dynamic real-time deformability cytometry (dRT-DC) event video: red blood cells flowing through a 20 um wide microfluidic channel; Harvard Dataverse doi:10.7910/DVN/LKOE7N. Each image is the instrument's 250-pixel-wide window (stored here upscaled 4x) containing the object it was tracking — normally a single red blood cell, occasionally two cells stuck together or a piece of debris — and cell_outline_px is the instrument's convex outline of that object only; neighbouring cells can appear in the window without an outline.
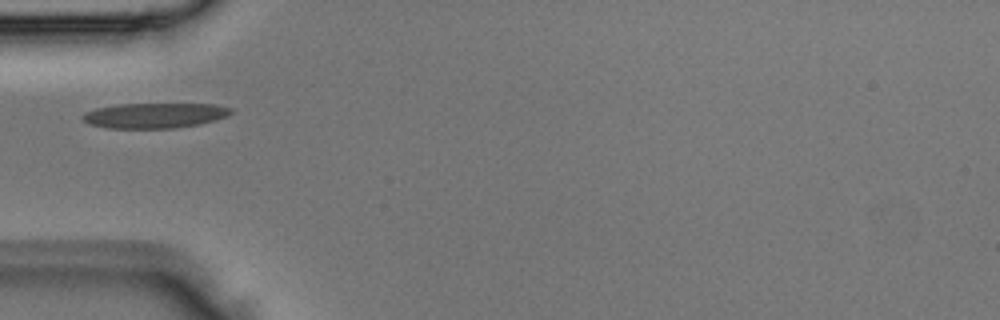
{"species": "Egyptian fruit bat (a non-hibernating species)", "species_latin": "Rousettus aegyptiacus", "temperature_condition": "room temperature", "stored_images_in_passage": 1, "camera_frame_rate_fps": 3000, "um_per_image_px": 0.085, "animal": {"sex": "male"}, "frame": {"image": 1, "passage_image": 1, "time_ms": 0.0, "image_size_px": [1000, 320], "cell_outline_px": [[232, 112], [228, 116], [216, 120], [200, 124], [176, 128], [108, 128], [88, 124], [80, 116], [84, 112], [96, 108], [120, 104], [216, 104], [232, 108]], "centroid_in_image_um": [13.15, 9.81], "position_along_channel_um": 71.8, "area_um2": 21.91}}